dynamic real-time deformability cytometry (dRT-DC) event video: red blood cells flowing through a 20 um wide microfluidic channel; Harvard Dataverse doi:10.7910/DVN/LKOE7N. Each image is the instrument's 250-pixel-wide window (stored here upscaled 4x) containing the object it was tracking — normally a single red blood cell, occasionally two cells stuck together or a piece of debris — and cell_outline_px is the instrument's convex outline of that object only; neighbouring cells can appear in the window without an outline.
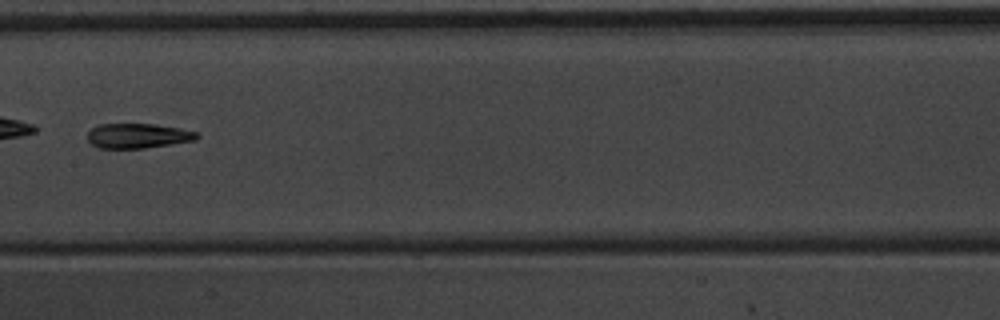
{"species": "common noctule bat (a hibernating species)", "species_latin": "Nyctalus noctula", "temperature_condition": "warm", "stored_images_in_passage": 14, "camera_frame_rate_fps": 3000, "um_per_image_px": 0.085, "animal": {"sex": "male", "body_mass_g": 20.1, "forearm_length_mm": 53.5}, "frame": {"image": 1, "passage_image": 8, "time_ms": 2.333, "image_size_px": [1000, 320], "cell_outline_px": [[200, 136], [196, 140], [144, 148], [96, 148], [88, 140], [88, 132], [92, 128], [100, 124], [156, 124], [180, 128], [196, 132]], "centroid_in_image_um": [11.72, 11.54], "position_along_channel_um": 195.7, "area_um2": 15.78}}
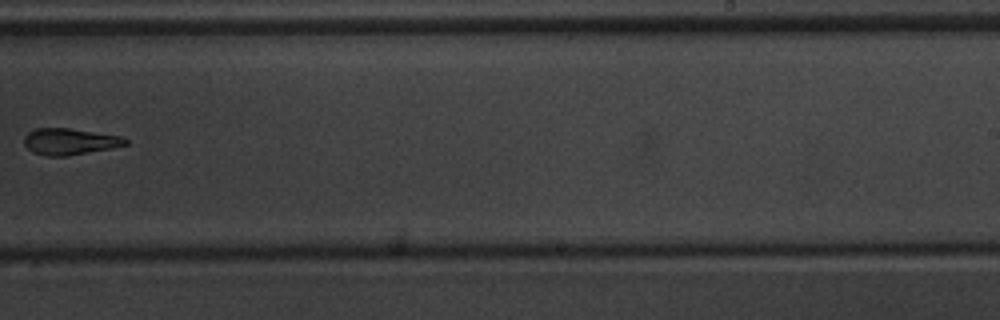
{"frame": {"image": 2, "passage_image": 10, "time_ms": 3.0, "image_size_px": [1000, 320], "cell_outline_px": [[128, 144], [68, 156], [48, 156], [32, 152], [24, 144], [24, 136], [28, 132], [36, 128], [68, 128], [120, 136], [128, 140]], "centroid_in_image_um": [5.88, 12.03], "position_along_channel_um": 283.1, "area_um2": 15.37}}